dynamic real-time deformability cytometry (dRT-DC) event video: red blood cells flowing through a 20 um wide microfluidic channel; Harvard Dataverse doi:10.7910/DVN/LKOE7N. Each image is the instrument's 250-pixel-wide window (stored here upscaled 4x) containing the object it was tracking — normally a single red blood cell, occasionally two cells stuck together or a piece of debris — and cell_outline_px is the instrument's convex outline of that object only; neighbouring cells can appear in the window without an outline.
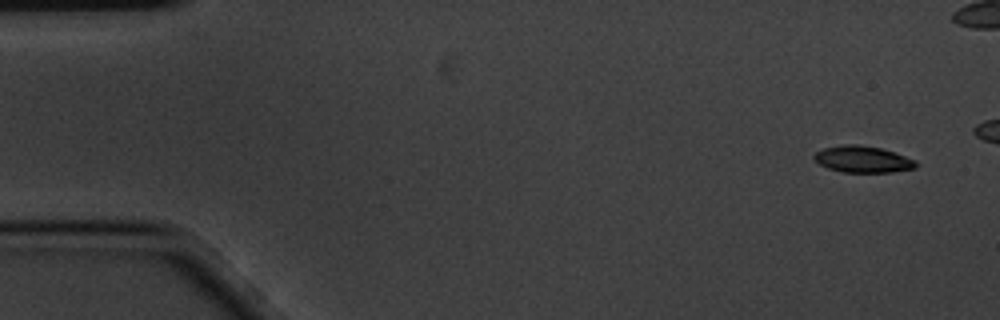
{"species": "common noctule bat (a hibernating species)", "species_latin": "Nyctalus noctula", "temperature_condition": "cold", "stored_images_in_passage": 6, "camera_frame_rate_fps": 3000, "um_per_image_px": 0.085, "animal": {"sex": "male", "body_mass_g": 20.1, "forearm_length_mm": 53.5}, "frame": {"image": 1, "passage_image": 1, "time_ms": 0.0, "image_size_px": [1000, 320], "cell_outline_px": [[920, 164], [916, 168], [892, 172], [844, 172], [828, 168], [820, 164], [812, 156], [816, 152], [824, 148], [840, 144], [860, 144], [880, 148], [916, 160]], "centroid_in_image_um": [73.35, 13.53], "position_along_channel_um": 11.7, "area_um2": 15.78}}
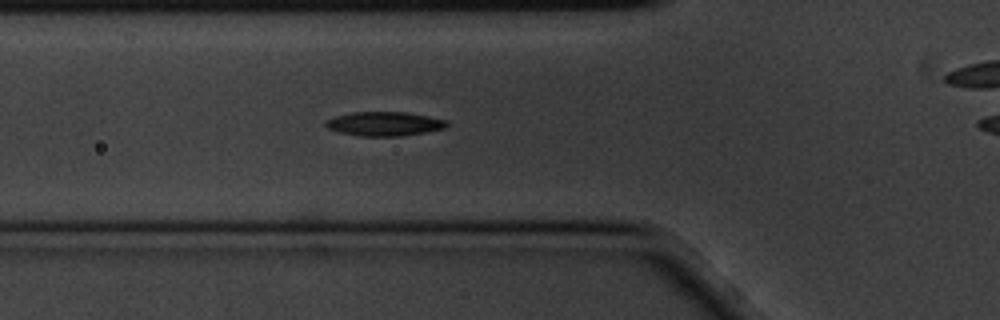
{"frame": {"image": 2, "passage_image": 5, "time_ms": 1.333, "image_size_px": [1000, 320], "cell_outline_px": [[448, 124], [444, 128], [428, 132], [400, 136], [360, 136], [340, 132], [328, 128], [324, 124], [328, 120], [336, 116], [352, 112], [404, 112], [428, 116], [448, 120]], "centroid_in_image_um": [32.7, 10.52], "position_along_channel_um": 93.1, "area_um2": 16.94}}